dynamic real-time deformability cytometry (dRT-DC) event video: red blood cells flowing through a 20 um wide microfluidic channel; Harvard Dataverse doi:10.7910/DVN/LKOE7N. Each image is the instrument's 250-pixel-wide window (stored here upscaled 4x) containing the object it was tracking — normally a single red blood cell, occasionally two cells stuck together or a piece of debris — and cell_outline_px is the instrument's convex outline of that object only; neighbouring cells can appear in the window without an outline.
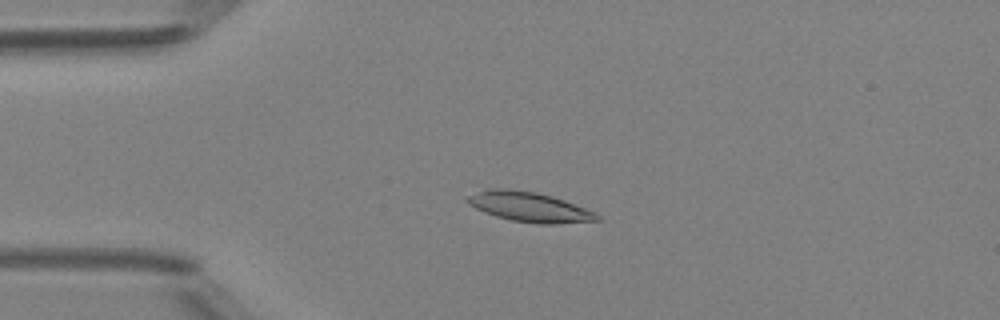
{"species": "Egyptian fruit bat (a non-hibernating species)", "species_latin": "Rousettus aegyptiacus", "temperature_condition": "room temperature", "stored_images_in_passage": 49, "camera_frame_rate_fps": 3000, "um_per_image_px": 0.085, "animal": {"sex": "female"}, "frame": {"image": 1, "passage_image": 12, "time_ms": 3.667, "image_size_px": [1000, 320], "cell_outline_px": [[600, 220], [552, 224], [540, 224], [512, 220], [496, 216], [484, 212], [468, 204], [468, 196], [488, 188], [504, 188], [536, 192], [552, 196], [564, 200], [596, 212], [600, 216]], "centroid_in_image_um": [45.01, 17.59], "position_along_channel_um": 40.0, "area_um2": 22.31}}
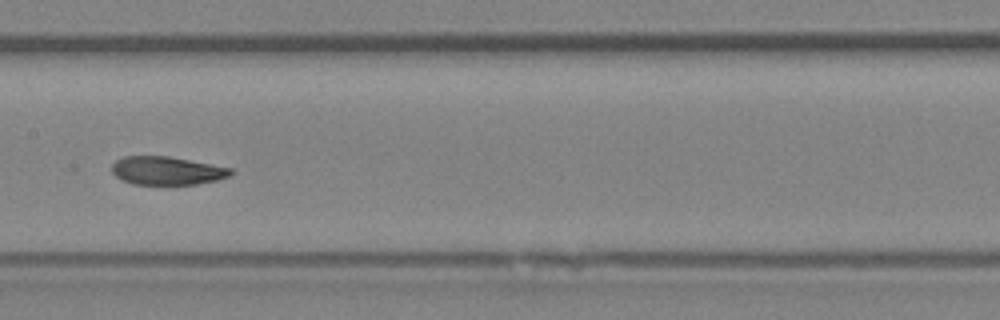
{"frame": {"image": 2, "passage_image": 25, "time_ms": 8.0, "image_size_px": [1000, 320], "cell_outline_px": [[232, 172], [228, 176], [216, 180], [196, 184], [132, 184], [116, 176], [112, 172], [112, 164], [116, 160], [124, 156], [168, 156], [212, 164], [232, 168]], "centroid_in_image_um": [14.17, 14.5], "position_along_channel_um": 193.2, "area_um2": 19.42}}
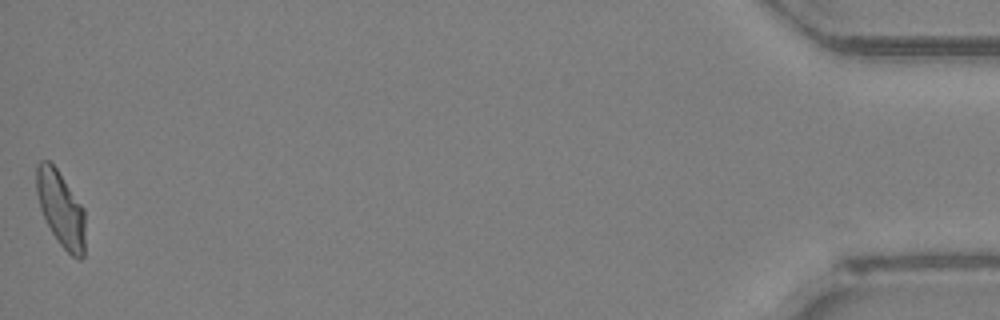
{"frame": {"image": 3, "passage_image": 49, "time_ms": 16.0, "image_size_px": [1000, 320], "cell_outline_px": [[84, 256], [80, 260], [72, 256], [60, 244], [52, 232], [40, 208], [36, 192], [36, 164], [40, 160], [48, 160], [56, 168], [84, 208]], "centroid_in_image_um": [5.16, 17.74], "position_along_channel_um": 430.0, "area_um2": 21.21}, "authors_computed_cell_mechanics": {"area_um2": 20.9814, "velocity_mm_per_s": 4.1981, "shape_relaxation_time_tau1_ms": 4.8122, "shape_relaxation_time_tau2_ms": 2.0362, "deformation_change_tau1": 0.1289, "deformation_change_tau2": 0.0663}}